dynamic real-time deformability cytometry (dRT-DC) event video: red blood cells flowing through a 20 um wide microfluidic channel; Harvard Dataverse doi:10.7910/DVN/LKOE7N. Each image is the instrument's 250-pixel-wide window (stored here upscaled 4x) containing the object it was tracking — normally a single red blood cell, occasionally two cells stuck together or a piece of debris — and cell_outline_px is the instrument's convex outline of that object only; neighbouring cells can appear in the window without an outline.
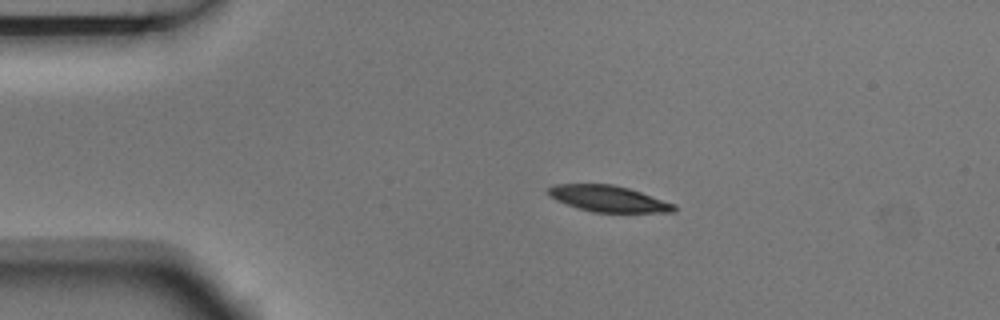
{"species": "Egyptian fruit bat (a non-hibernating species)", "species_latin": "Rousettus aegyptiacus", "temperature_condition": "room temperature", "stored_images_in_passage": 7, "camera_frame_rate_fps": 3000, "um_per_image_px": 0.085, "animal": {"sex": "male"}, "frame": {"image": 1, "passage_image": 2, "time_ms": 0.333, "image_size_px": [1000, 320], "cell_outline_px": [[676, 212], [592, 212], [556, 200], [548, 196], [548, 188], [556, 184], [612, 184], [628, 188], [676, 204]], "centroid_in_image_um": [51.72, 16.89], "position_along_channel_um": 33.3, "area_um2": 19.02}}
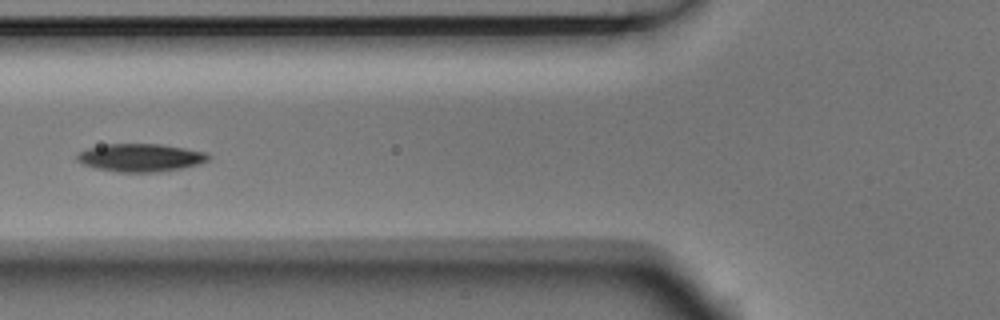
{"frame": {"image": 2, "passage_image": 4, "time_ms": 1.0, "image_size_px": [1000, 320], "cell_outline_px": [[212, 156], [208, 160], [200, 164], [160, 172], [116, 172], [96, 168], [84, 164], [76, 160], [76, 156], [80, 152], [88, 148], [104, 144], [160, 144], [208, 152]], "centroid_in_image_um": [11.97, 13.4], "position_along_channel_um": 113.8, "area_um2": 21.44}}
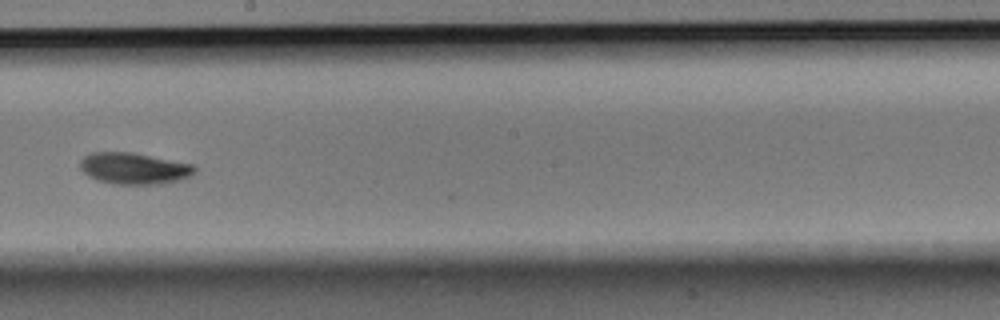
{"frame": {"image": 3, "passage_image": 7, "time_ms": 2.0, "image_size_px": [1000, 320], "cell_outline_px": [[196, 172], [180, 180], [160, 184], [112, 184], [96, 180], [88, 176], [80, 168], [80, 160], [84, 156], [92, 152], [132, 152], [196, 164]], "centroid_in_image_um": [11.4, 14.31], "position_along_channel_um": 236.8, "area_um2": 21.27}}